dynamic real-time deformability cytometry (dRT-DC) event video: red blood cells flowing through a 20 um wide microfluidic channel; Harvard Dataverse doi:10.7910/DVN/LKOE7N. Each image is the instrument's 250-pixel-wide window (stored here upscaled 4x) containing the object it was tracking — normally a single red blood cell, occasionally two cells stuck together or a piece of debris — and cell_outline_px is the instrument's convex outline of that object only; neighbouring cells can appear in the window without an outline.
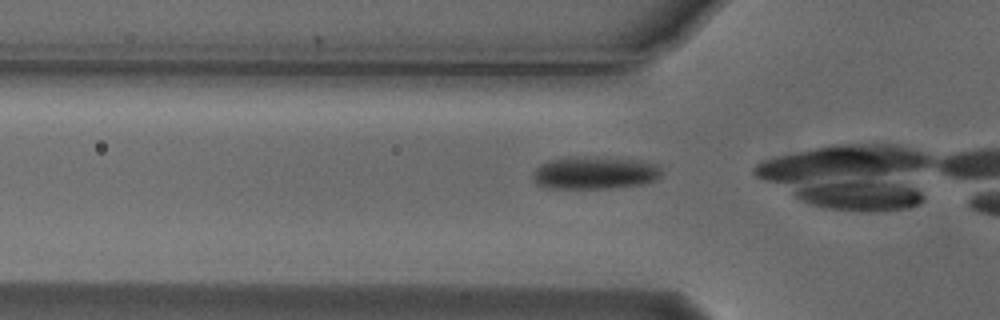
{"species": "Egyptian fruit bat (a non-hibernating species)", "species_latin": "Rousettus aegyptiacus", "temperature_condition": "cold", "stored_images_in_passage": 15, "camera_frame_rate_fps": 3000, "um_per_image_px": 0.085, "animal": {"sex": "male"}, "frame": {"image": 1, "passage_image": 11, "time_ms": 3.333, "image_size_px": [1000, 320], "cell_outline_px": [[664, 172], [656, 180], [644, 184], [612, 188], [544, 188], [536, 184], [532, 176], [532, 172], [540, 164], [548, 160], [568, 156], [592, 156], [640, 160], [660, 164]], "centroid_in_image_um": [50.57, 14.67], "position_along_channel_um": 75.2, "area_um2": 25.26}}